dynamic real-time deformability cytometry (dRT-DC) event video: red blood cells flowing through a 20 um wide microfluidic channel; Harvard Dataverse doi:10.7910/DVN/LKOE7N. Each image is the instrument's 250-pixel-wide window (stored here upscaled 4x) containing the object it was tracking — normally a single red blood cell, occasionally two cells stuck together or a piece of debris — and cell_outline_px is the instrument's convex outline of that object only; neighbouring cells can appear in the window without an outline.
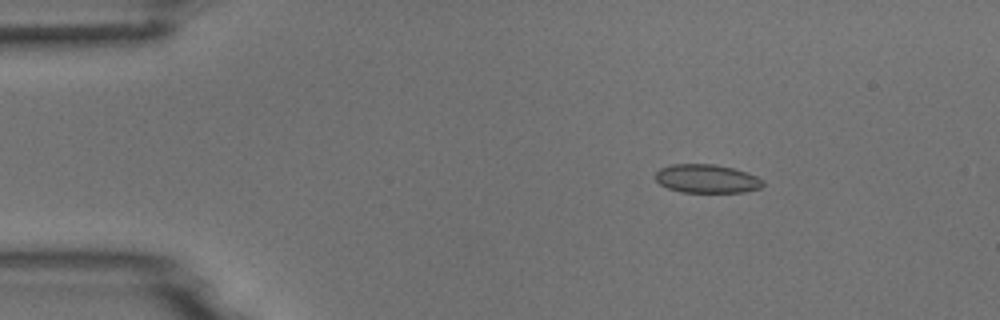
{"species": "common noctule bat (a hibernating species)", "species_latin": "Nyctalus noctula", "temperature_condition": "room temperature", "stored_images_in_passage": 5, "camera_frame_rate_fps": 3000, "um_per_image_px": 0.085, "animal": {"sex": "male", "body_mass_g": 18.8}, "frame": {"image": 1, "passage_image": 3, "time_ms": 2.333, "image_size_px": [1000, 320], "cell_outline_px": [[764, 184], [760, 188], [744, 192], [680, 192], [668, 188], [660, 184], [656, 180], [656, 172], [660, 168], [672, 164], [712, 164], [732, 168], [756, 176], [764, 180]], "centroid_in_image_um": [60.07, 15.19], "position_along_channel_um": 24.9, "area_um2": 17.8}}